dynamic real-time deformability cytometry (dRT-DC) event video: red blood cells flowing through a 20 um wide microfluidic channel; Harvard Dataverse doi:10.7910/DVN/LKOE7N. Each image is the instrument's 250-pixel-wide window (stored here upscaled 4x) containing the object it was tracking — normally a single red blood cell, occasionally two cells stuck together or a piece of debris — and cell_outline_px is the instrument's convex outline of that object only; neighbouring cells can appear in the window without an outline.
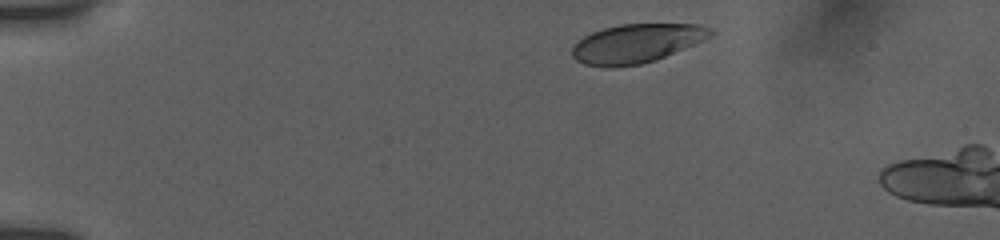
{"species": "human", "species_latin": "Homo sapiens", "temperature_condition": "room temperature", "stored_images_in_passage": 6, "camera_frame_rate_fps": 3000, "um_per_image_px": 0.085, "donor": {"sex": "female"}, "frame": {"image": 1, "passage_image": 1, "time_ms": 0.0, "image_size_px": [1000, 240], "cell_outline_px": [[716, 32], [712, 36], [704, 40], [656, 60], [640, 64], [612, 68], [608, 68], [584, 64], [576, 60], [572, 56], [572, 44], [584, 36], [592, 32], [604, 28], [620, 24], [700, 24], [712, 28]], "centroid_in_image_um": [54.11, 3.69], "position_along_channel_um": 30.9, "area_um2": 31.67}}